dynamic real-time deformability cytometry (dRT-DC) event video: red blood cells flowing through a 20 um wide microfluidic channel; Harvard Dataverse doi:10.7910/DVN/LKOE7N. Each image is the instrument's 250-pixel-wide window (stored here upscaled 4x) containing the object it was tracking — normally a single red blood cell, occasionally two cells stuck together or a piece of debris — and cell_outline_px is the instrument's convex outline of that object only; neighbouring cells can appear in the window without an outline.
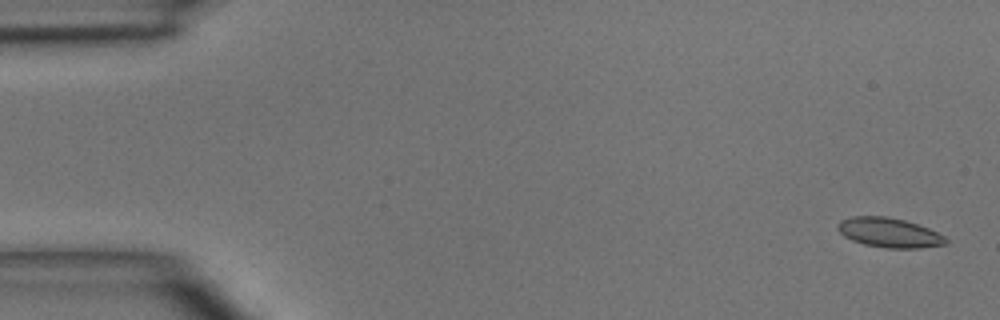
{"species": "common noctule bat (a hibernating species)", "species_latin": "Nyctalus noctula", "temperature_condition": "room temperature", "stored_images_in_passage": 3, "camera_frame_rate_fps": 3000, "um_per_image_px": 0.085, "animal": {"sex": "male", "body_mass_g": 15.6}, "frame": {"image": 1, "passage_image": 1, "time_ms": 0.0, "image_size_px": [1000, 320], "cell_outline_px": [[948, 244], [920, 248], [884, 248], [864, 244], [852, 240], [844, 236], [836, 228], [836, 224], [840, 220], [852, 216], [888, 216], [904, 220], [928, 228], [944, 236], [948, 240]], "centroid_in_image_um": [75.56, 19.77], "position_along_channel_um": 9.4, "area_um2": 18.73}}